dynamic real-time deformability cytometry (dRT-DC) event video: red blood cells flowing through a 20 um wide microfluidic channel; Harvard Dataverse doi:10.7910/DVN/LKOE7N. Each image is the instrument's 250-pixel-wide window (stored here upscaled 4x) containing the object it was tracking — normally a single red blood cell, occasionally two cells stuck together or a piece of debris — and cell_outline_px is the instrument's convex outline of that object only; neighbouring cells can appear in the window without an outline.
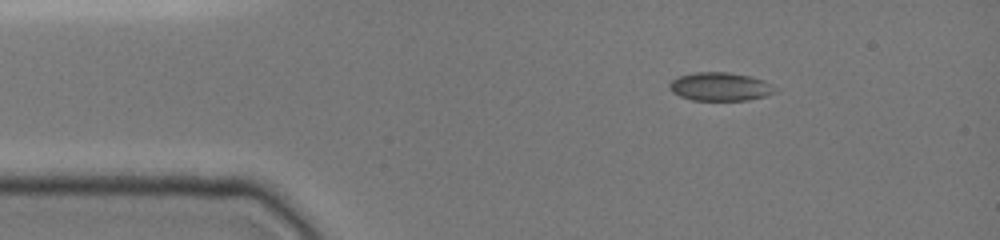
{"species": "common noctule bat (a hibernating species)", "species_latin": "Nyctalus noctula", "temperature_condition": "cold", "stored_images_in_passage": 15, "camera_frame_rate_fps": 3000, "um_per_image_px": 0.085, "animal": {"sex": "female", "body_mass_g": 19.0, "forearm_length_mm": 51.5}, "frame": {"image": 1, "passage_image": 1, "time_ms": 0.0, "image_size_px": [1000, 240], "cell_outline_px": [[772, 92], [764, 96], [748, 100], [692, 100], [680, 96], [672, 92], [672, 80], [680, 76], [696, 72], [724, 72], [748, 76], [760, 80]], "centroid_in_image_um": [61.09, 7.37], "position_along_channel_um": 23.9, "area_um2": 16.47}}
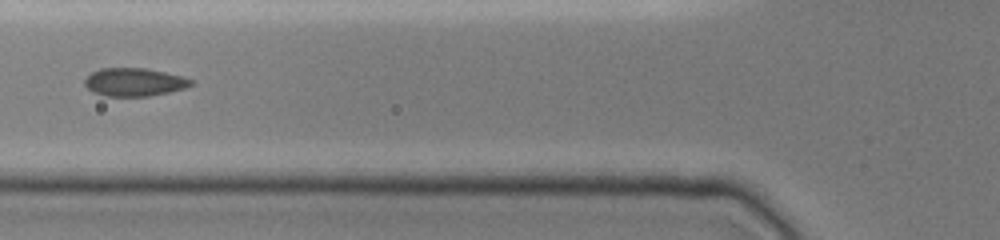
{"frame": {"image": 2, "passage_image": 12, "time_ms": 3.667, "image_size_px": [1000, 240], "cell_outline_px": [[192, 84], [184, 88], [168, 92], [148, 96], [104, 96], [88, 88], [84, 84], [84, 80], [92, 72], [100, 68], [144, 68], [164, 72], [180, 76], [192, 80]], "centroid_in_image_um": [11.38, 6.97], "position_along_channel_um": 114.4, "area_um2": 17.11}}